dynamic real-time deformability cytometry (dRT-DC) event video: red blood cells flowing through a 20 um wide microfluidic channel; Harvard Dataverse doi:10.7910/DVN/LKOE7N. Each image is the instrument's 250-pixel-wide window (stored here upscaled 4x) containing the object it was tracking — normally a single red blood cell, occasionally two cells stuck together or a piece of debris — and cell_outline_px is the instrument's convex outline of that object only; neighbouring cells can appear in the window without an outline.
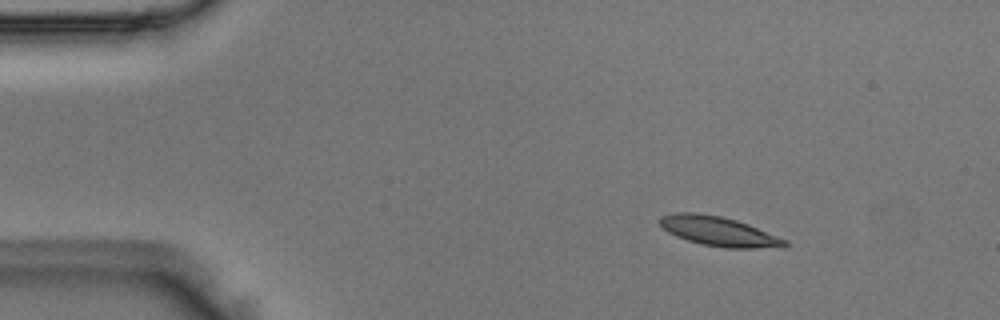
{"species": "Egyptian fruit bat (a non-hibernating species)", "species_latin": "Rousettus aegyptiacus", "temperature_condition": "room temperature", "stored_images_in_passage": 45, "camera_frame_rate_fps": 3000, "um_per_image_px": 0.085, "animal": {"sex": "male"}, "frame": {"image": 1, "passage_image": 1, "time_ms": 0.0, "image_size_px": [1000, 320], "cell_outline_px": [[788, 244], [784, 248], [724, 248], [700, 244], [676, 236], [668, 232], [660, 224], [660, 216], [676, 212], [696, 212], [720, 216], [736, 220], [748, 224], [788, 240]], "centroid_in_image_um": [61.13, 19.67], "position_along_channel_um": 23.9, "area_um2": 21.62}}
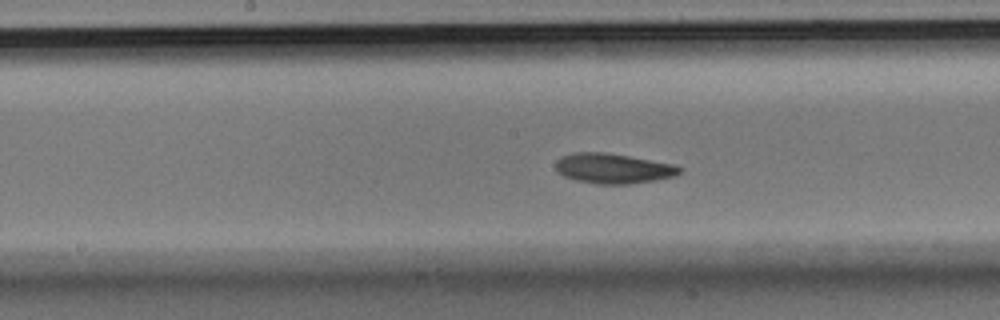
{"frame": {"image": 2, "passage_image": 20, "time_ms": 6.333, "image_size_px": [1000, 320], "cell_outline_px": [[680, 172], [676, 176], [656, 180], [628, 184], [596, 184], [576, 180], [564, 176], [556, 172], [556, 160], [560, 156], [572, 152], [604, 152], [628, 156], [672, 164], [680, 168]], "centroid_in_image_um": [52.06, 14.32], "position_along_channel_um": 196.1, "area_um2": 21.68}}
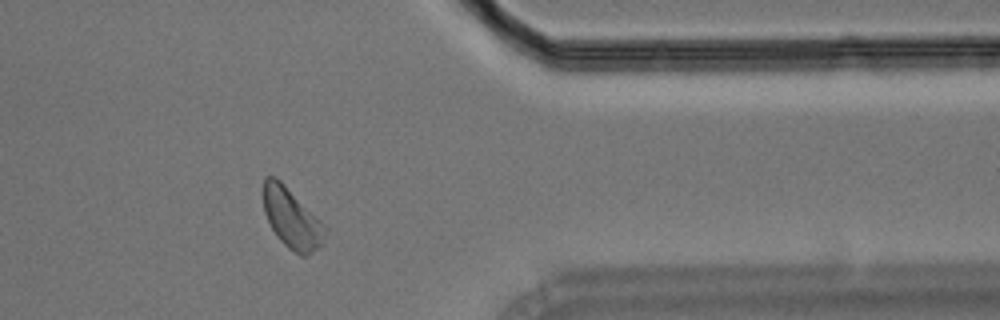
{"frame": {"image": 3, "passage_image": 36, "time_ms": 11.667, "image_size_px": [1000, 320], "cell_outline_px": [[328, 228], [324, 244], [320, 248], [304, 256], [300, 256], [288, 248], [276, 236], [264, 212], [264, 176], [276, 176]], "centroid_in_image_um": [24.83, 18.6], "position_along_channel_um": 386.6, "area_um2": 21.56}}